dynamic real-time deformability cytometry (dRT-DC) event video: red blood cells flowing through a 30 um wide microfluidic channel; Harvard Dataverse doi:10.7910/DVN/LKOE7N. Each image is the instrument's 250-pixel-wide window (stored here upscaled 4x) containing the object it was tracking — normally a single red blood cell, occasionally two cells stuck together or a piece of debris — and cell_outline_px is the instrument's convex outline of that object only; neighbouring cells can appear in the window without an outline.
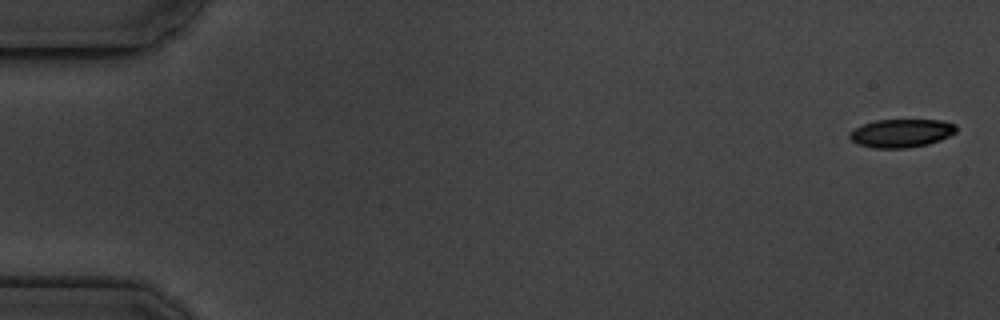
{"species": "common noctule bat (a hibernating species)", "species_latin": "Nyctalus noctula", "temperature_condition": "cold", "stored_images_in_passage": 4, "camera_frame_rate_fps": 3000, "um_per_image_px": 0.085, "animal": {"sex": "male", "body_mass_g": 19.5, "forearm_length_mm": 54.6}, "frame": {"image": 1, "passage_image": 1, "time_ms": 0.0, "image_size_px": [1000, 320], "cell_outline_px": [[956, 132], [940, 140], [928, 144], [908, 148], [872, 148], [860, 144], [852, 140], [848, 136], [848, 132], [864, 124], [876, 120], [944, 120], [956, 124]], "centroid_in_image_um": [76.63, 11.32], "position_along_channel_um": 8.4, "area_um2": 17.57}}